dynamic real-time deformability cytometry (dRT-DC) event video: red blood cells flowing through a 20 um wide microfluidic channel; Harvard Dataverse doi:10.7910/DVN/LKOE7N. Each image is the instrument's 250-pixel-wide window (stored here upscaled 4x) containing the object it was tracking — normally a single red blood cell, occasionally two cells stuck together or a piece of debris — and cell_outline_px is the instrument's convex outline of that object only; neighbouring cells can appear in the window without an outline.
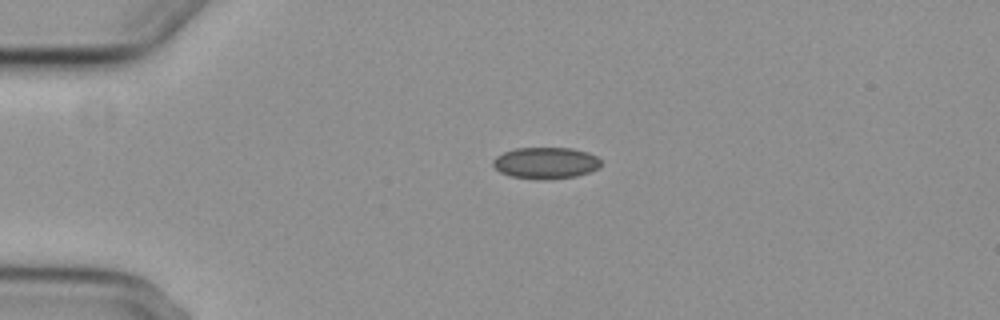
{"species": "common noctule bat (a hibernating species)", "species_latin": "Nyctalus noctula", "temperature_condition": "cold", "stored_images_in_passage": 2, "camera_frame_rate_fps": 3000, "um_per_image_px": 0.085, "animal": {"sex": "female", "body_mass_g": 29.2, "forearm_length_mm": 56.3}, "frame": {"image": 1, "passage_image": 1, "time_ms": 0.0, "image_size_px": [1000, 320], "cell_outline_px": [[600, 168], [576, 176], [544, 180], [536, 180], [508, 176], [500, 172], [492, 164], [492, 160], [496, 156], [504, 152], [516, 148], [572, 148], [588, 152], [596, 156], [600, 160]], "centroid_in_image_um": [46.37, 13.86], "position_along_channel_um": 38.6, "area_um2": 20.0}}